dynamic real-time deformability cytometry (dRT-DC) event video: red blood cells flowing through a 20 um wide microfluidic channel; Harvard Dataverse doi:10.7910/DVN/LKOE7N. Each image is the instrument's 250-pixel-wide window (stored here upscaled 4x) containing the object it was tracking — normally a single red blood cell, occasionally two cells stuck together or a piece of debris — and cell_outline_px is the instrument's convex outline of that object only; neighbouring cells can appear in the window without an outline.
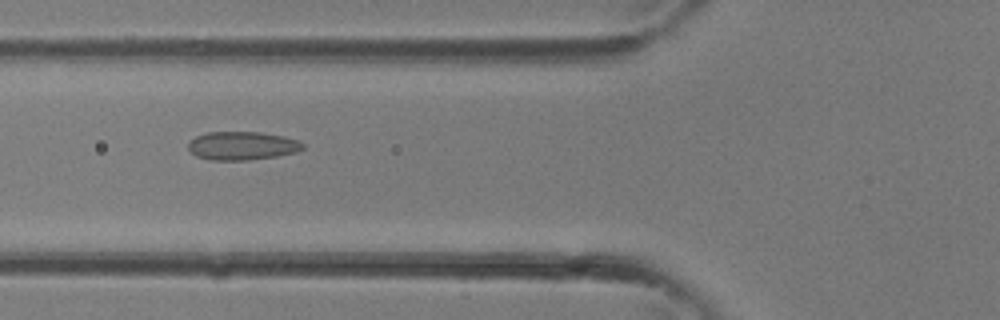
{"species": "common noctule bat (a hibernating species)", "species_latin": "Nyctalus noctula", "temperature_condition": "room temperature", "stored_images_in_passage": 24, "camera_frame_rate_fps": 3000, "um_per_image_px": 0.085, "animal": {"sex": "female"}, "frame": {"image": 1, "passage_image": 7, "time_ms": 2.0, "image_size_px": [1000, 320], "cell_outline_px": [[304, 148], [296, 152], [276, 156], [248, 160], [212, 160], [196, 156], [188, 148], [188, 140], [196, 136], [208, 132], [260, 132], [284, 136], [300, 140], [304, 144]], "centroid_in_image_um": [20.59, 12.38], "position_along_channel_um": 105.2, "area_um2": 19.07}}
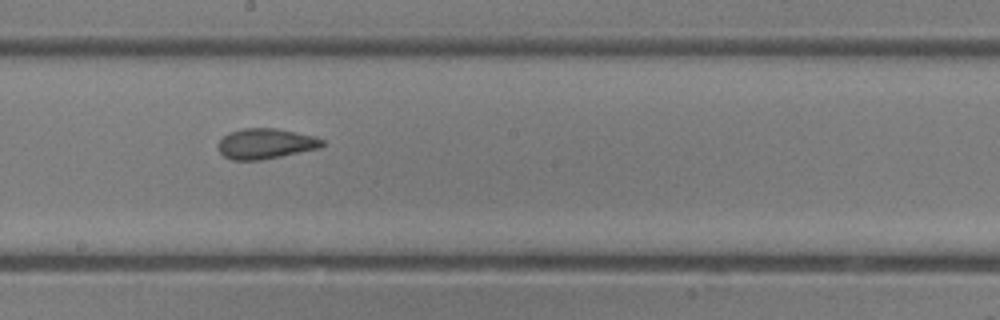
{"frame": {"image": 2, "passage_image": 13, "time_ms": 4.0, "image_size_px": [1000, 320], "cell_outline_px": [[324, 144], [320, 148], [260, 160], [232, 160], [224, 156], [220, 152], [220, 140], [228, 132], [244, 128], [276, 128], [316, 136], [324, 140]], "centroid_in_image_um": [22.6, 12.2], "position_along_channel_um": 225.6, "area_um2": 18.32}}
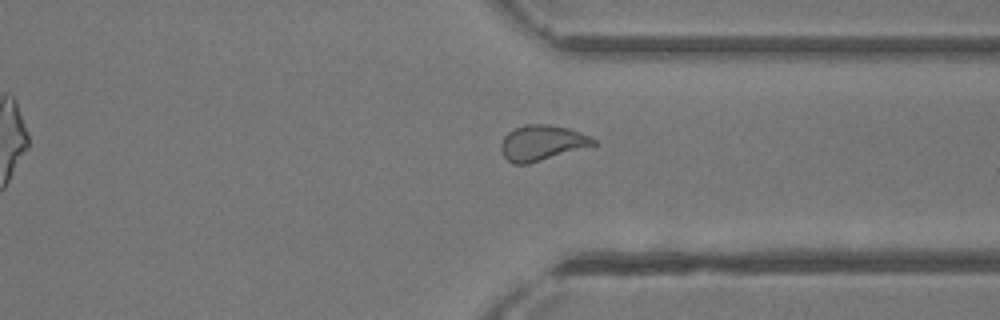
{"frame": {"image": 3, "passage_image": 20, "time_ms": 6.333, "image_size_px": [1000, 320], "cell_outline_px": [[600, 144], [528, 164], [512, 164], [504, 156], [500, 148], [500, 144], [504, 136], [508, 132], [524, 124], [548, 124], [568, 128], [592, 136]], "centroid_in_image_um": [46.1, 12.14], "position_along_channel_um": 365.3, "area_um2": 19.31}}